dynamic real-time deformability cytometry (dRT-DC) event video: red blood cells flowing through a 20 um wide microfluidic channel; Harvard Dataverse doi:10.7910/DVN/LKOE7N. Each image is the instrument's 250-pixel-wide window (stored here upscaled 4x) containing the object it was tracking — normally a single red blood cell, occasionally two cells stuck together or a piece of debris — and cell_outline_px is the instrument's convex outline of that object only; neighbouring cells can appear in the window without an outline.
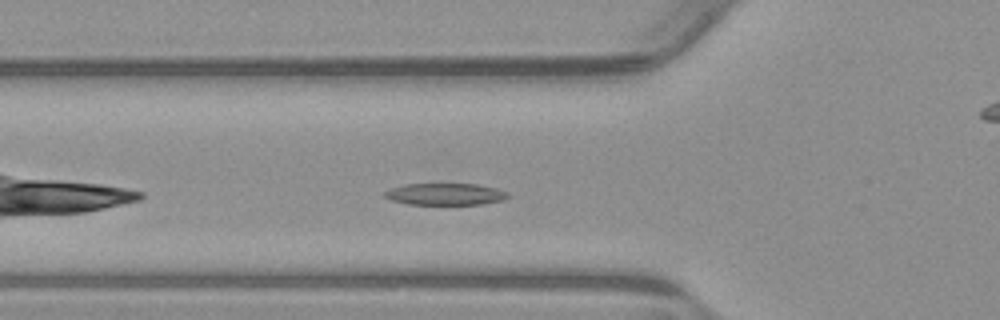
{"species": "common noctule bat (a hibernating species)", "species_latin": "Nyctalus noctula", "temperature_condition": "warm", "stored_images_in_passage": 29, "camera_frame_rate_fps": 3000, "um_per_image_px": 0.085, "animal": {"sex": "male", "body_mass_g": 23.1, "forearm_length_mm": 52.7}, "frame": {"image": 1, "passage_image": 5, "time_ms": 1.333, "image_size_px": [1000, 320], "cell_outline_px": [[512, 196], [504, 200], [480, 204], [408, 204], [392, 200], [384, 196], [384, 192], [392, 188], [404, 184], [476, 184], [496, 188], [508, 192]], "centroid_in_image_um": [37.9, 16.5], "position_along_channel_um": 87.9, "area_um2": 15.61}}
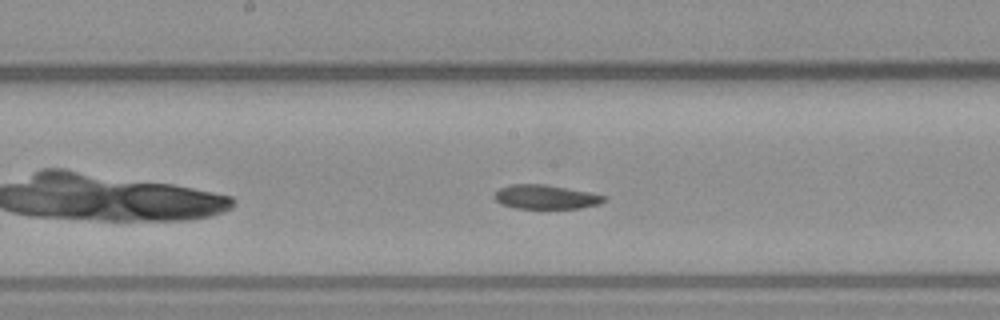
{"frame": {"image": 2, "passage_image": 14, "time_ms": 4.333, "image_size_px": [1000, 320], "cell_outline_px": [[608, 196], [600, 204], [580, 208], [516, 208], [504, 204], [496, 200], [492, 196], [500, 188], [508, 184], [548, 184], [592, 192]], "centroid_in_image_um": [46.43, 16.72], "position_along_channel_um": 201.8, "area_um2": 15.55}}
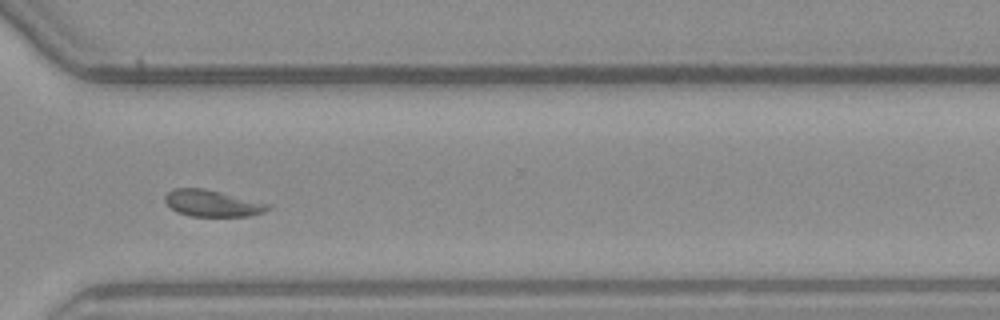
{"frame": {"image": 3, "passage_image": 26, "time_ms": 8.333, "image_size_px": [1000, 320], "cell_outline_px": [[272, 208], [264, 212], [248, 216], [192, 216], [176, 212], [164, 200], [164, 196], [172, 188], [204, 188], [272, 204]], "centroid_in_image_um": [18.07, 17.27], "position_along_channel_um": 352.5, "area_um2": 16.01}, "authors_computed_cell_mechanics": {"area_um2": 16.1262, "velocity_mm_per_s": 3.7759, "shape_relaxation_time_tau1_ms": 7.3304, "shape_relaxation_time_tau2_ms": 3.7485, "deformation_change_tau1": 0.1907, "deformation_change_tau2": 0.1031}}